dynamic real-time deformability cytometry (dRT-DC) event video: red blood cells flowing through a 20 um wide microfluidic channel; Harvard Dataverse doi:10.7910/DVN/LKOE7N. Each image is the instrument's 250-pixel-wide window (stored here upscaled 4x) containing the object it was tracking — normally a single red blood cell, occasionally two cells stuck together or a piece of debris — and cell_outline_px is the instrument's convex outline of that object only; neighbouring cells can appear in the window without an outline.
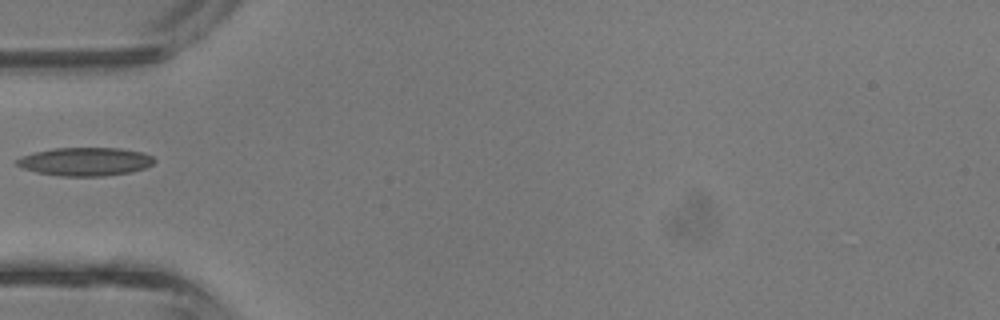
{"species": "common noctule bat (a hibernating species)", "species_latin": "Nyctalus noctula", "temperature_condition": "room temperature", "stored_images_in_passage": 2, "camera_frame_rate_fps": 3000, "um_per_image_px": 0.085, "animal": {"sex": "male", "body_mass_g": 13.3}, "frame": {"image": 1, "passage_image": 2, "time_ms": 0.333, "image_size_px": [1000, 320], "cell_outline_px": [[156, 160], [152, 164], [144, 168], [128, 172], [104, 176], [60, 176], [36, 172], [24, 168], [16, 164], [16, 160], [20, 156], [32, 152], [52, 148], [120, 148], [144, 152], [152, 156]], "centroid_in_image_um": [7.23, 13.72], "position_along_channel_um": 77.8, "area_um2": 22.77}}